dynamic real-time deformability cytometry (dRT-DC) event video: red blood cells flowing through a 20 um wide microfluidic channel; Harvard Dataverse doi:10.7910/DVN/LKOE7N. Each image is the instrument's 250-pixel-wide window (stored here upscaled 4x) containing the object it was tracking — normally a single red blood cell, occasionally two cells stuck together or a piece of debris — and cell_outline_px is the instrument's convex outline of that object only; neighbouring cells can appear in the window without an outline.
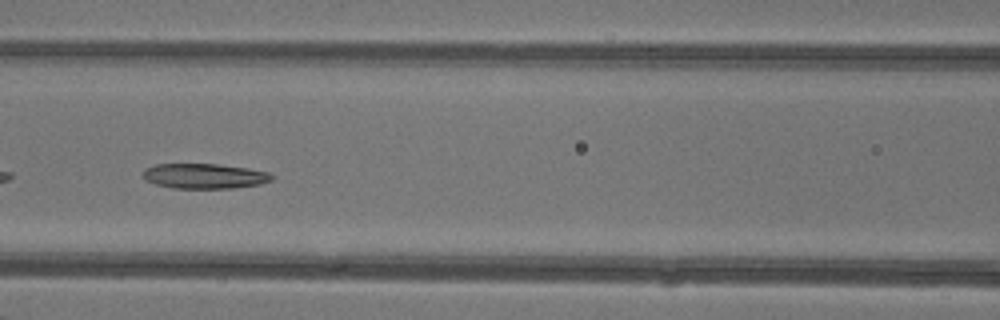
{"species": "common noctule bat (a hibernating species)", "species_latin": "Nyctalus noctula", "temperature_condition": "warm", "stored_images_in_passage": 47, "camera_frame_rate_fps": 3000, "um_per_image_px": 0.085, "animal": {"sex": "female"}, "frame": {"image": 1, "passage_image": 21, "time_ms": 6.667, "image_size_px": [1000, 320], "cell_outline_px": [[276, 176], [272, 180], [260, 184], [232, 188], [172, 188], [156, 184], [144, 180], [140, 176], [144, 168], [156, 164], [220, 164], [248, 168], [268, 172]], "centroid_in_image_um": [17.35, 14.96], "position_along_channel_um": 149.3, "area_um2": 19.07}}
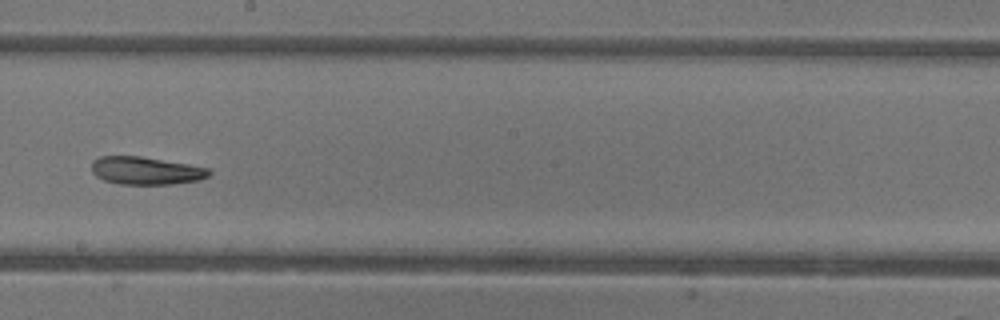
{"frame": {"image": 2, "passage_image": 27, "time_ms": 8.667, "image_size_px": [1000, 320], "cell_outline_px": [[212, 172], [208, 176], [200, 180], [172, 184], [120, 184], [104, 180], [96, 176], [92, 172], [92, 160], [100, 156], [140, 156], [188, 164], [208, 168]], "centroid_in_image_um": [12.39, 14.5], "position_along_channel_um": 235.8, "area_um2": 19.02}, "authors_computed_cell_mechanics": {"area_um2": 22.0796, "velocity_mm_per_s": 4.3382, "shape_relaxation_time_tau1_ms": null, "shape_relaxation_time_tau2_ms": 7.3526, "deformation_change_tau1": null, "deformation_change_tau2": 0.1827}}